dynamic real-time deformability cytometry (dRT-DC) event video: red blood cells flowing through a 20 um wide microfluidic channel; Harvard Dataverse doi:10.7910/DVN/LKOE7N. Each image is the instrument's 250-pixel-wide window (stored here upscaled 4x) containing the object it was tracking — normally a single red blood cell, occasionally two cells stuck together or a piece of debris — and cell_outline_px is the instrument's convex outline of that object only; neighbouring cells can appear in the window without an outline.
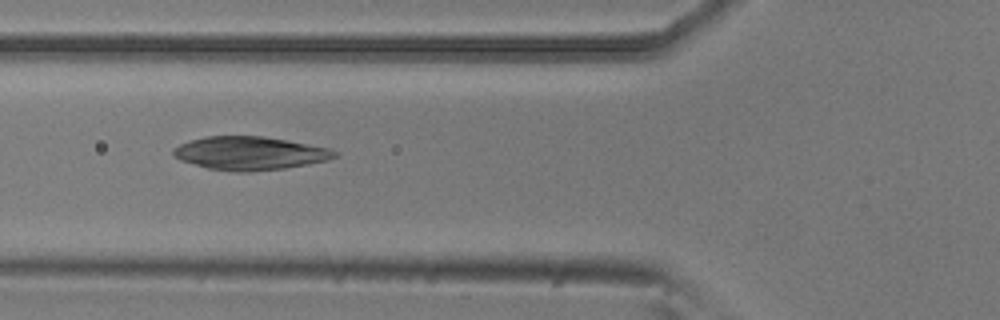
{"species": "common noctule bat (a hibernating species)", "species_latin": "Nyctalus noctula", "temperature_condition": "room temperature", "stored_images_in_passage": 38, "camera_frame_rate_fps": 3000, "um_per_image_px": 0.085, "animal": {"sex": "male", "body_mass_g": 20.5, "forearm_length_mm": 52.5}, "frame": {"image": 1, "passage_image": 5, "time_ms": 1.333, "image_size_px": [1000, 320], "cell_outline_px": [[340, 152], [336, 156], [328, 160], [284, 168], [252, 172], [236, 172], [208, 168], [180, 160], [172, 156], [172, 148], [188, 140], [208, 136], [264, 136], [328, 148]], "centroid_in_image_um": [21.19, 13.02], "position_along_channel_um": 104.6, "area_um2": 31.33}}
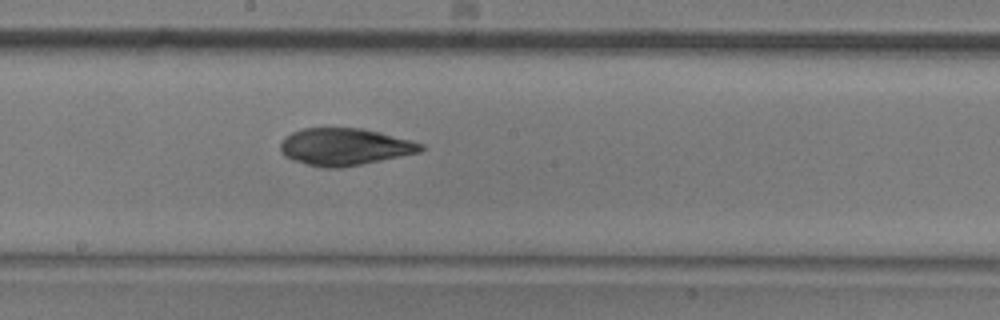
{"frame": {"image": 2, "passage_image": 14, "time_ms": 4.333, "image_size_px": [1000, 320], "cell_outline_px": [[424, 148], [420, 152], [340, 168], [324, 168], [308, 164], [284, 156], [280, 148], [280, 144], [284, 136], [292, 132], [304, 128], [364, 128], [412, 140], [424, 144]], "centroid_in_image_um": [29.3, 12.46], "position_along_channel_um": 218.9, "area_um2": 30.23}}
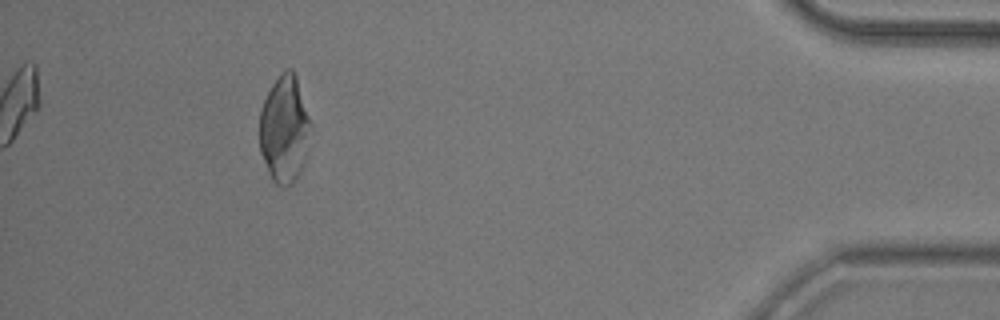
{"frame": {"image": 3, "passage_image": 34, "time_ms": 11.0, "image_size_px": [1000, 320], "cell_outline_px": [[312, 124], [300, 172], [296, 180], [284, 188], [276, 184], [272, 180], [260, 152], [260, 112], [264, 100], [272, 84], [280, 72], [284, 68], [292, 68], [296, 76]], "centroid_in_image_um": [24.17, 10.95], "position_along_channel_um": 411.0, "area_um2": 31.79}}